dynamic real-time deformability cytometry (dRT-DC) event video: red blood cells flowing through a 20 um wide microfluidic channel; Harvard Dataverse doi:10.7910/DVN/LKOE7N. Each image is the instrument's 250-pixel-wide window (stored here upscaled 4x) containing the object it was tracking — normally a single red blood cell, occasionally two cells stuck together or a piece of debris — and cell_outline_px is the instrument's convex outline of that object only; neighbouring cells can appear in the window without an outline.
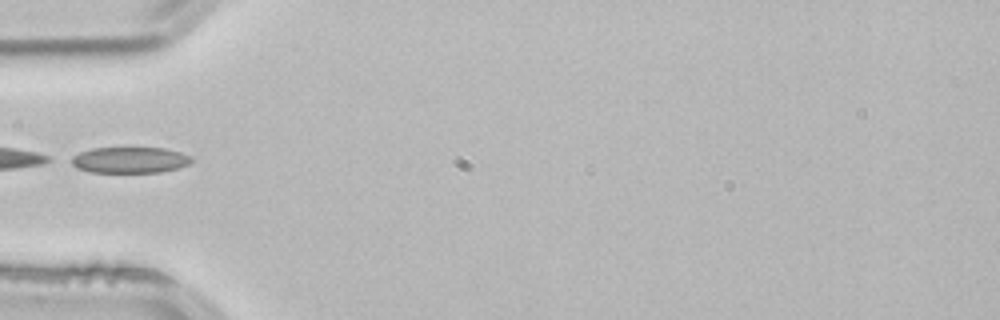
{"species": "common noctule bat (a hibernating species)", "species_latin": "Nyctalus noctula", "temperature_condition": "room temperature", "stored_images_in_passage": 2, "camera_frame_rate_fps": 3000, "um_per_image_px": 0.085, "animal": {"sex": "male", "body_mass_g": 21.5, "forearm_length_mm": 52.0}, "frame": {"image": 1, "passage_image": 2, "time_ms": 0.333, "image_size_px": [1000, 320], "cell_outline_px": [[192, 160], [188, 164], [176, 168], [160, 172], [92, 172], [76, 168], [64, 160], [80, 152], [92, 148], [164, 148], [180, 152], [192, 156]], "centroid_in_image_um": [10.95, 13.6], "position_along_channel_um": 74.1, "area_um2": 18.38}}